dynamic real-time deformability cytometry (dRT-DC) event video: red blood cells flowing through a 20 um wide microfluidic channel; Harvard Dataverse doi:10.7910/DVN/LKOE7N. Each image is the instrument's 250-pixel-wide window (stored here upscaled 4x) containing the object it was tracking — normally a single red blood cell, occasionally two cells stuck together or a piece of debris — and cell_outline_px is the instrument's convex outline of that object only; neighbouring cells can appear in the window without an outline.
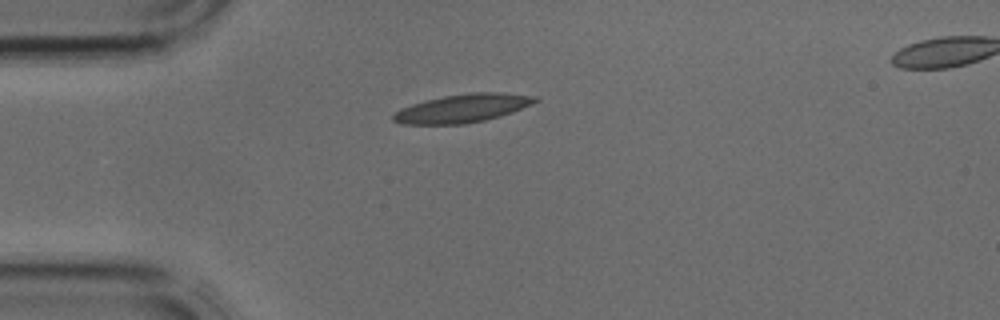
{"species": "common noctule bat (a hibernating species)", "species_latin": "Nyctalus noctula", "temperature_condition": "cold", "stored_images_in_passage": 2, "camera_frame_rate_fps": 3000, "um_per_image_px": 0.085, "animal": {"sex": "male", "body_mass_g": 17.9, "forearm_length_mm": 54.2}, "frame": {"image": 1, "passage_image": 1, "time_ms": 0.0, "image_size_px": [1000, 320], "cell_outline_px": [[540, 100], [532, 104], [512, 112], [500, 116], [484, 120], [464, 124], [400, 124], [392, 120], [392, 116], [400, 108], [424, 100], [444, 96], [468, 92], [504, 92], [536, 96]], "centroid_in_image_um": [39.32, 9.19], "position_along_channel_um": 45.7, "area_um2": 23.58}}